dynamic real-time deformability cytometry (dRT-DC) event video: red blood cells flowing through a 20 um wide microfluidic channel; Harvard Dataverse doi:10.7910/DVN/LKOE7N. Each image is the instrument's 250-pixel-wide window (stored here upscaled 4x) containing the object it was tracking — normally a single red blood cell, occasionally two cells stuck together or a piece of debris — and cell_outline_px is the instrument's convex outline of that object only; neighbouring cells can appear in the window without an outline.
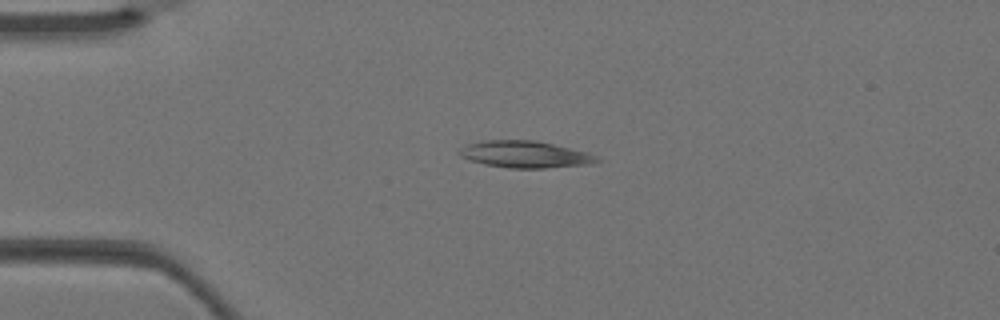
{"species": "Egyptian fruit bat (a non-hibernating species)", "species_latin": "Rousettus aegyptiacus", "temperature_condition": "warm", "stored_images_in_passage": 2, "camera_frame_rate_fps": 3000, "um_per_image_px": 0.085, "animal": {"sex": "female"}, "frame": {"image": 1, "passage_image": 2, "time_ms": 0.333, "image_size_px": [1000, 320], "cell_outline_px": [[604, 160], [592, 164], [544, 168], [508, 168], [484, 164], [460, 156], [456, 152], [460, 148], [468, 144], [484, 140], [532, 140], [552, 144], [588, 152], [600, 156]], "centroid_in_image_um": [44.68, 13.13], "position_along_channel_um": 40.3, "area_um2": 21.62}}